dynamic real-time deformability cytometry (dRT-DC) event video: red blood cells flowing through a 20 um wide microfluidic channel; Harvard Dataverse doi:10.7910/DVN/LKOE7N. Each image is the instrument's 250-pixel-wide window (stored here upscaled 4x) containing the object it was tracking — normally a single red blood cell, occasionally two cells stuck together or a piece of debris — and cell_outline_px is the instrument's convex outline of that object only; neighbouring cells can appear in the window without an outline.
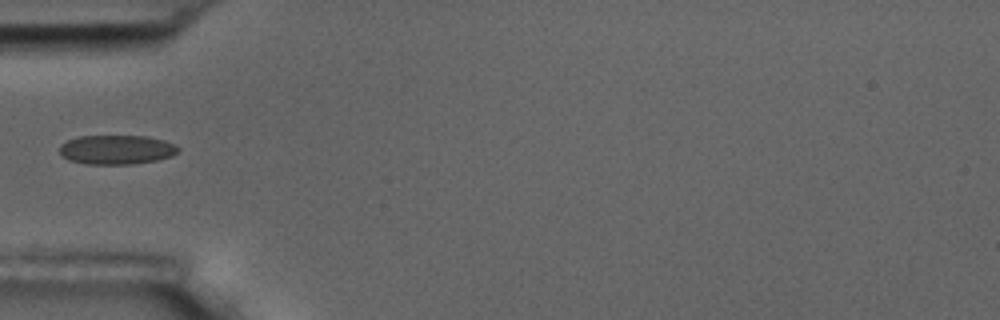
{"species": "common noctule bat (a hibernating species)", "species_latin": "Nyctalus noctula", "temperature_condition": "room temperature", "stored_images_in_passage": 5, "camera_frame_rate_fps": 3000, "um_per_image_px": 0.085, "animal": {"sex": "male", "body_mass_g": 17.5, "forearm_length_mm": 52.3}, "frame": {"image": 1, "passage_image": 5, "time_ms": 4.667, "image_size_px": [1000, 320], "cell_outline_px": [[180, 148], [172, 156], [156, 160], [132, 164], [84, 164], [68, 160], [60, 152], [60, 144], [68, 140], [80, 136], [148, 136], [164, 140]], "centroid_in_image_um": [9.89, 12.72], "position_along_channel_um": 75.1, "area_um2": 20.17}}